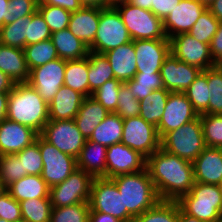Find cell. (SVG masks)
<instances>
[{"instance_id": "1", "label": "cell", "mask_w": 222, "mask_h": 222, "mask_svg": "<svg viewBox=\"0 0 222 222\" xmlns=\"http://www.w3.org/2000/svg\"><path fill=\"white\" fill-rule=\"evenodd\" d=\"M146 169L160 201H178L195 184L193 163L162 148L146 159Z\"/></svg>"}, {"instance_id": "2", "label": "cell", "mask_w": 222, "mask_h": 222, "mask_svg": "<svg viewBox=\"0 0 222 222\" xmlns=\"http://www.w3.org/2000/svg\"><path fill=\"white\" fill-rule=\"evenodd\" d=\"M6 118L40 134L49 121V105L28 82L15 83L8 96Z\"/></svg>"}, {"instance_id": "3", "label": "cell", "mask_w": 222, "mask_h": 222, "mask_svg": "<svg viewBox=\"0 0 222 222\" xmlns=\"http://www.w3.org/2000/svg\"><path fill=\"white\" fill-rule=\"evenodd\" d=\"M111 180L122 195L123 211H128L134 218L160 201L146 168L137 173L115 176Z\"/></svg>"}, {"instance_id": "4", "label": "cell", "mask_w": 222, "mask_h": 222, "mask_svg": "<svg viewBox=\"0 0 222 222\" xmlns=\"http://www.w3.org/2000/svg\"><path fill=\"white\" fill-rule=\"evenodd\" d=\"M177 202L185 214L203 222H214L222 214L220 185L195 182L190 192Z\"/></svg>"}, {"instance_id": "5", "label": "cell", "mask_w": 222, "mask_h": 222, "mask_svg": "<svg viewBox=\"0 0 222 222\" xmlns=\"http://www.w3.org/2000/svg\"><path fill=\"white\" fill-rule=\"evenodd\" d=\"M200 115L176 130L167 132L160 141V148L182 159L193 162L205 149Z\"/></svg>"}, {"instance_id": "6", "label": "cell", "mask_w": 222, "mask_h": 222, "mask_svg": "<svg viewBox=\"0 0 222 222\" xmlns=\"http://www.w3.org/2000/svg\"><path fill=\"white\" fill-rule=\"evenodd\" d=\"M131 41L132 38L118 10L115 7H107L100 12L95 39L88 48L91 52L104 54Z\"/></svg>"}, {"instance_id": "7", "label": "cell", "mask_w": 222, "mask_h": 222, "mask_svg": "<svg viewBox=\"0 0 222 222\" xmlns=\"http://www.w3.org/2000/svg\"><path fill=\"white\" fill-rule=\"evenodd\" d=\"M120 13L132 40L168 39L163 27V20L150 10H145L129 2L115 6Z\"/></svg>"}, {"instance_id": "8", "label": "cell", "mask_w": 222, "mask_h": 222, "mask_svg": "<svg viewBox=\"0 0 222 222\" xmlns=\"http://www.w3.org/2000/svg\"><path fill=\"white\" fill-rule=\"evenodd\" d=\"M93 180L92 175L76 169L63 182L50 188L52 208L89 203Z\"/></svg>"}, {"instance_id": "9", "label": "cell", "mask_w": 222, "mask_h": 222, "mask_svg": "<svg viewBox=\"0 0 222 222\" xmlns=\"http://www.w3.org/2000/svg\"><path fill=\"white\" fill-rule=\"evenodd\" d=\"M43 159L41 177L51 188L60 184L77 169V159L61 152L40 134L36 138Z\"/></svg>"}, {"instance_id": "10", "label": "cell", "mask_w": 222, "mask_h": 222, "mask_svg": "<svg viewBox=\"0 0 222 222\" xmlns=\"http://www.w3.org/2000/svg\"><path fill=\"white\" fill-rule=\"evenodd\" d=\"M93 211L103 212L122 222H133L134 217L123 211V200L116 184L108 178H94L89 200Z\"/></svg>"}, {"instance_id": "11", "label": "cell", "mask_w": 222, "mask_h": 222, "mask_svg": "<svg viewBox=\"0 0 222 222\" xmlns=\"http://www.w3.org/2000/svg\"><path fill=\"white\" fill-rule=\"evenodd\" d=\"M160 141L157 128L140 116L123 119L121 142L146 159L160 148Z\"/></svg>"}, {"instance_id": "12", "label": "cell", "mask_w": 222, "mask_h": 222, "mask_svg": "<svg viewBox=\"0 0 222 222\" xmlns=\"http://www.w3.org/2000/svg\"><path fill=\"white\" fill-rule=\"evenodd\" d=\"M40 135L58 150L76 159L87 140L79 131L74 119L49 120Z\"/></svg>"}, {"instance_id": "13", "label": "cell", "mask_w": 222, "mask_h": 222, "mask_svg": "<svg viewBox=\"0 0 222 222\" xmlns=\"http://www.w3.org/2000/svg\"><path fill=\"white\" fill-rule=\"evenodd\" d=\"M170 53L180 61L204 71L216 66L210 53V46L201 43L188 33L177 34L170 39Z\"/></svg>"}, {"instance_id": "14", "label": "cell", "mask_w": 222, "mask_h": 222, "mask_svg": "<svg viewBox=\"0 0 222 222\" xmlns=\"http://www.w3.org/2000/svg\"><path fill=\"white\" fill-rule=\"evenodd\" d=\"M66 61L54 59L42 66L30 70L28 83L48 104L64 85Z\"/></svg>"}, {"instance_id": "15", "label": "cell", "mask_w": 222, "mask_h": 222, "mask_svg": "<svg viewBox=\"0 0 222 222\" xmlns=\"http://www.w3.org/2000/svg\"><path fill=\"white\" fill-rule=\"evenodd\" d=\"M199 114L184 92H170L157 132L160 139L169 131L176 130L198 118Z\"/></svg>"}, {"instance_id": "16", "label": "cell", "mask_w": 222, "mask_h": 222, "mask_svg": "<svg viewBox=\"0 0 222 222\" xmlns=\"http://www.w3.org/2000/svg\"><path fill=\"white\" fill-rule=\"evenodd\" d=\"M146 168V158L122 142L110 145L106 152V178L137 173Z\"/></svg>"}, {"instance_id": "17", "label": "cell", "mask_w": 222, "mask_h": 222, "mask_svg": "<svg viewBox=\"0 0 222 222\" xmlns=\"http://www.w3.org/2000/svg\"><path fill=\"white\" fill-rule=\"evenodd\" d=\"M137 73H160L162 63L170 54L169 39L133 40Z\"/></svg>"}, {"instance_id": "18", "label": "cell", "mask_w": 222, "mask_h": 222, "mask_svg": "<svg viewBox=\"0 0 222 222\" xmlns=\"http://www.w3.org/2000/svg\"><path fill=\"white\" fill-rule=\"evenodd\" d=\"M201 71L170 53L160 69L163 87L169 92H185Z\"/></svg>"}, {"instance_id": "19", "label": "cell", "mask_w": 222, "mask_h": 222, "mask_svg": "<svg viewBox=\"0 0 222 222\" xmlns=\"http://www.w3.org/2000/svg\"><path fill=\"white\" fill-rule=\"evenodd\" d=\"M207 9L198 0H181L173 11L163 20V27L168 39L188 33L200 15Z\"/></svg>"}, {"instance_id": "20", "label": "cell", "mask_w": 222, "mask_h": 222, "mask_svg": "<svg viewBox=\"0 0 222 222\" xmlns=\"http://www.w3.org/2000/svg\"><path fill=\"white\" fill-rule=\"evenodd\" d=\"M39 133L29 126L5 119L0 121V155H14L32 145Z\"/></svg>"}, {"instance_id": "21", "label": "cell", "mask_w": 222, "mask_h": 222, "mask_svg": "<svg viewBox=\"0 0 222 222\" xmlns=\"http://www.w3.org/2000/svg\"><path fill=\"white\" fill-rule=\"evenodd\" d=\"M192 163L195 182L220 185L222 182V148L206 146Z\"/></svg>"}, {"instance_id": "22", "label": "cell", "mask_w": 222, "mask_h": 222, "mask_svg": "<svg viewBox=\"0 0 222 222\" xmlns=\"http://www.w3.org/2000/svg\"><path fill=\"white\" fill-rule=\"evenodd\" d=\"M102 9V7L98 6H83L81 9L71 13L68 29L87 47L95 39Z\"/></svg>"}, {"instance_id": "23", "label": "cell", "mask_w": 222, "mask_h": 222, "mask_svg": "<svg viewBox=\"0 0 222 222\" xmlns=\"http://www.w3.org/2000/svg\"><path fill=\"white\" fill-rule=\"evenodd\" d=\"M109 60L115 79L122 83L134 78L137 73V58L133 40L104 53Z\"/></svg>"}, {"instance_id": "24", "label": "cell", "mask_w": 222, "mask_h": 222, "mask_svg": "<svg viewBox=\"0 0 222 222\" xmlns=\"http://www.w3.org/2000/svg\"><path fill=\"white\" fill-rule=\"evenodd\" d=\"M85 96L68 86L62 85L49 105V120L74 119Z\"/></svg>"}, {"instance_id": "25", "label": "cell", "mask_w": 222, "mask_h": 222, "mask_svg": "<svg viewBox=\"0 0 222 222\" xmlns=\"http://www.w3.org/2000/svg\"><path fill=\"white\" fill-rule=\"evenodd\" d=\"M0 70L15 83L28 82L30 70L27 66L24 49L0 43Z\"/></svg>"}, {"instance_id": "26", "label": "cell", "mask_w": 222, "mask_h": 222, "mask_svg": "<svg viewBox=\"0 0 222 222\" xmlns=\"http://www.w3.org/2000/svg\"><path fill=\"white\" fill-rule=\"evenodd\" d=\"M106 152L107 147L87 139L77 158V169L94 178H106Z\"/></svg>"}, {"instance_id": "27", "label": "cell", "mask_w": 222, "mask_h": 222, "mask_svg": "<svg viewBox=\"0 0 222 222\" xmlns=\"http://www.w3.org/2000/svg\"><path fill=\"white\" fill-rule=\"evenodd\" d=\"M110 114L99 102L91 96L85 97L74 121L82 133L89 139L95 128Z\"/></svg>"}, {"instance_id": "28", "label": "cell", "mask_w": 222, "mask_h": 222, "mask_svg": "<svg viewBox=\"0 0 222 222\" xmlns=\"http://www.w3.org/2000/svg\"><path fill=\"white\" fill-rule=\"evenodd\" d=\"M51 40L58 57L65 61L80 60L86 58L89 53V48L68 28L53 32Z\"/></svg>"}, {"instance_id": "29", "label": "cell", "mask_w": 222, "mask_h": 222, "mask_svg": "<svg viewBox=\"0 0 222 222\" xmlns=\"http://www.w3.org/2000/svg\"><path fill=\"white\" fill-rule=\"evenodd\" d=\"M7 191L18 202L27 199L49 198L50 187L41 175H27L13 182Z\"/></svg>"}, {"instance_id": "30", "label": "cell", "mask_w": 222, "mask_h": 222, "mask_svg": "<svg viewBox=\"0 0 222 222\" xmlns=\"http://www.w3.org/2000/svg\"><path fill=\"white\" fill-rule=\"evenodd\" d=\"M123 134V118L115 112L110 113L93 131L90 141L105 147L120 143Z\"/></svg>"}, {"instance_id": "31", "label": "cell", "mask_w": 222, "mask_h": 222, "mask_svg": "<svg viewBox=\"0 0 222 222\" xmlns=\"http://www.w3.org/2000/svg\"><path fill=\"white\" fill-rule=\"evenodd\" d=\"M87 57L89 60V96H91L92 92L101 87L106 81L115 79V76L109 60L104 54L89 51Z\"/></svg>"}, {"instance_id": "32", "label": "cell", "mask_w": 222, "mask_h": 222, "mask_svg": "<svg viewBox=\"0 0 222 222\" xmlns=\"http://www.w3.org/2000/svg\"><path fill=\"white\" fill-rule=\"evenodd\" d=\"M88 57L66 61L64 85L89 97Z\"/></svg>"}, {"instance_id": "33", "label": "cell", "mask_w": 222, "mask_h": 222, "mask_svg": "<svg viewBox=\"0 0 222 222\" xmlns=\"http://www.w3.org/2000/svg\"><path fill=\"white\" fill-rule=\"evenodd\" d=\"M169 93L165 88H162L152 91L151 94L140 100L139 116L157 127L164 113Z\"/></svg>"}, {"instance_id": "34", "label": "cell", "mask_w": 222, "mask_h": 222, "mask_svg": "<svg viewBox=\"0 0 222 222\" xmlns=\"http://www.w3.org/2000/svg\"><path fill=\"white\" fill-rule=\"evenodd\" d=\"M32 21V14L26 15L0 28V43L11 47L24 49L28 37V24Z\"/></svg>"}, {"instance_id": "35", "label": "cell", "mask_w": 222, "mask_h": 222, "mask_svg": "<svg viewBox=\"0 0 222 222\" xmlns=\"http://www.w3.org/2000/svg\"><path fill=\"white\" fill-rule=\"evenodd\" d=\"M207 83V69L201 71L196 79L184 92L194 109L200 114H209V88Z\"/></svg>"}, {"instance_id": "36", "label": "cell", "mask_w": 222, "mask_h": 222, "mask_svg": "<svg viewBox=\"0 0 222 222\" xmlns=\"http://www.w3.org/2000/svg\"><path fill=\"white\" fill-rule=\"evenodd\" d=\"M19 204L22 222H50L52 211L50 198L27 199Z\"/></svg>"}, {"instance_id": "37", "label": "cell", "mask_w": 222, "mask_h": 222, "mask_svg": "<svg viewBox=\"0 0 222 222\" xmlns=\"http://www.w3.org/2000/svg\"><path fill=\"white\" fill-rule=\"evenodd\" d=\"M178 219L177 201H159L153 208L134 218L133 222H178Z\"/></svg>"}, {"instance_id": "38", "label": "cell", "mask_w": 222, "mask_h": 222, "mask_svg": "<svg viewBox=\"0 0 222 222\" xmlns=\"http://www.w3.org/2000/svg\"><path fill=\"white\" fill-rule=\"evenodd\" d=\"M24 53L29 70L59 58L51 39L25 46Z\"/></svg>"}, {"instance_id": "39", "label": "cell", "mask_w": 222, "mask_h": 222, "mask_svg": "<svg viewBox=\"0 0 222 222\" xmlns=\"http://www.w3.org/2000/svg\"><path fill=\"white\" fill-rule=\"evenodd\" d=\"M125 84L139 101L151 94L152 91L164 88L160 73H136L134 78Z\"/></svg>"}, {"instance_id": "40", "label": "cell", "mask_w": 222, "mask_h": 222, "mask_svg": "<svg viewBox=\"0 0 222 222\" xmlns=\"http://www.w3.org/2000/svg\"><path fill=\"white\" fill-rule=\"evenodd\" d=\"M209 88V114H222V68L219 65L207 69Z\"/></svg>"}, {"instance_id": "41", "label": "cell", "mask_w": 222, "mask_h": 222, "mask_svg": "<svg viewBox=\"0 0 222 222\" xmlns=\"http://www.w3.org/2000/svg\"><path fill=\"white\" fill-rule=\"evenodd\" d=\"M219 21L213 16L207 8L192 26L188 34L201 43L210 44L211 39L216 34Z\"/></svg>"}, {"instance_id": "42", "label": "cell", "mask_w": 222, "mask_h": 222, "mask_svg": "<svg viewBox=\"0 0 222 222\" xmlns=\"http://www.w3.org/2000/svg\"><path fill=\"white\" fill-rule=\"evenodd\" d=\"M205 145L222 148V114H200Z\"/></svg>"}, {"instance_id": "43", "label": "cell", "mask_w": 222, "mask_h": 222, "mask_svg": "<svg viewBox=\"0 0 222 222\" xmlns=\"http://www.w3.org/2000/svg\"><path fill=\"white\" fill-rule=\"evenodd\" d=\"M89 203L52 208L50 222H89Z\"/></svg>"}, {"instance_id": "44", "label": "cell", "mask_w": 222, "mask_h": 222, "mask_svg": "<svg viewBox=\"0 0 222 222\" xmlns=\"http://www.w3.org/2000/svg\"><path fill=\"white\" fill-rule=\"evenodd\" d=\"M121 85L122 82L117 79L106 81L101 87L92 92L91 97L110 113L116 112Z\"/></svg>"}, {"instance_id": "45", "label": "cell", "mask_w": 222, "mask_h": 222, "mask_svg": "<svg viewBox=\"0 0 222 222\" xmlns=\"http://www.w3.org/2000/svg\"><path fill=\"white\" fill-rule=\"evenodd\" d=\"M38 11L52 33L68 28L71 12L66 9L53 5L38 4Z\"/></svg>"}, {"instance_id": "46", "label": "cell", "mask_w": 222, "mask_h": 222, "mask_svg": "<svg viewBox=\"0 0 222 222\" xmlns=\"http://www.w3.org/2000/svg\"><path fill=\"white\" fill-rule=\"evenodd\" d=\"M14 155L21 161L23 172H27L28 175H41L43 170V159L39 144L36 141Z\"/></svg>"}, {"instance_id": "47", "label": "cell", "mask_w": 222, "mask_h": 222, "mask_svg": "<svg viewBox=\"0 0 222 222\" xmlns=\"http://www.w3.org/2000/svg\"><path fill=\"white\" fill-rule=\"evenodd\" d=\"M27 175V172H23L21 161L15 155H0V179L6 187Z\"/></svg>"}, {"instance_id": "48", "label": "cell", "mask_w": 222, "mask_h": 222, "mask_svg": "<svg viewBox=\"0 0 222 222\" xmlns=\"http://www.w3.org/2000/svg\"><path fill=\"white\" fill-rule=\"evenodd\" d=\"M115 113L123 119L136 117L140 114L139 100L133 96L130 88L125 83H122L120 87L117 110Z\"/></svg>"}, {"instance_id": "49", "label": "cell", "mask_w": 222, "mask_h": 222, "mask_svg": "<svg viewBox=\"0 0 222 222\" xmlns=\"http://www.w3.org/2000/svg\"><path fill=\"white\" fill-rule=\"evenodd\" d=\"M51 34L52 32L45 22V19L37 10L32 14V21L28 24V37H26V46L51 39Z\"/></svg>"}, {"instance_id": "50", "label": "cell", "mask_w": 222, "mask_h": 222, "mask_svg": "<svg viewBox=\"0 0 222 222\" xmlns=\"http://www.w3.org/2000/svg\"><path fill=\"white\" fill-rule=\"evenodd\" d=\"M0 218L9 222H22L20 204L8 191L0 196Z\"/></svg>"}, {"instance_id": "51", "label": "cell", "mask_w": 222, "mask_h": 222, "mask_svg": "<svg viewBox=\"0 0 222 222\" xmlns=\"http://www.w3.org/2000/svg\"><path fill=\"white\" fill-rule=\"evenodd\" d=\"M40 0H10L8 6V24L19 18L31 15L38 10Z\"/></svg>"}, {"instance_id": "52", "label": "cell", "mask_w": 222, "mask_h": 222, "mask_svg": "<svg viewBox=\"0 0 222 222\" xmlns=\"http://www.w3.org/2000/svg\"><path fill=\"white\" fill-rule=\"evenodd\" d=\"M181 0H152V9L150 10L155 16L164 20Z\"/></svg>"}, {"instance_id": "53", "label": "cell", "mask_w": 222, "mask_h": 222, "mask_svg": "<svg viewBox=\"0 0 222 222\" xmlns=\"http://www.w3.org/2000/svg\"><path fill=\"white\" fill-rule=\"evenodd\" d=\"M210 53L216 65L222 62V22L219 23L216 34L209 44Z\"/></svg>"}, {"instance_id": "54", "label": "cell", "mask_w": 222, "mask_h": 222, "mask_svg": "<svg viewBox=\"0 0 222 222\" xmlns=\"http://www.w3.org/2000/svg\"><path fill=\"white\" fill-rule=\"evenodd\" d=\"M38 4L58 6L66 9L71 13L83 7V4L80 2V0H40Z\"/></svg>"}, {"instance_id": "55", "label": "cell", "mask_w": 222, "mask_h": 222, "mask_svg": "<svg viewBox=\"0 0 222 222\" xmlns=\"http://www.w3.org/2000/svg\"><path fill=\"white\" fill-rule=\"evenodd\" d=\"M89 222H122L116 217L103 212L93 211L90 208L89 211Z\"/></svg>"}, {"instance_id": "56", "label": "cell", "mask_w": 222, "mask_h": 222, "mask_svg": "<svg viewBox=\"0 0 222 222\" xmlns=\"http://www.w3.org/2000/svg\"><path fill=\"white\" fill-rule=\"evenodd\" d=\"M14 85L15 82L0 70V92L10 93Z\"/></svg>"}, {"instance_id": "57", "label": "cell", "mask_w": 222, "mask_h": 222, "mask_svg": "<svg viewBox=\"0 0 222 222\" xmlns=\"http://www.w3.org/2000/svg\"><path fill=\"white\" fill-rule=\"evenodd\" d=\"M10 0H0V28L8 24V6Z\"/></svg>"}, {"instance_id": "58", "label": "cell", "mask_w": 222, "mask_h": 222, "mask_svg": "<svg viewBox=\"0 0 222 222\" xmlns=\"http://www.w3.org/2000/svg\"><path fill=\"white\" fill-rule=\"evenodd\" d=\"M208 9L219 22H222V0H214Z\"/></svg>"}, {"instance_id": "59", "label": "cell", "mask_w": 222, "mask_h": 222, "mask_svg": "<svg viewBox=\"0 0 222 222\" xmlns=\"http://www.w3.org/2000/svg\"><path fill=\"white\" fill-rule=\"evenodd\" d=\"M8 96L9 93L0 92V121L7 117Z\"/></svg>"}, {"instance_id": "60", "label": "cell", "mask_w": 222, "mask_h": 222, "mask_svg": "<svg viewBox=\"0 0 222 222\" xmlns=\"http://www.w3.org/2000/svg\"><path fill=\"white\" fill-rule=\"evenodd\" d=\"M83 6H98L102 8L108 7V0H80Z\"/></svg>"}, {"instance_id": "61", "label": "cell", "mask_w": 222, "mask_h": 222, "mask_svg": "<svg viewBox=\"0 0 222 222\" xmlns=\"http://www.w3.org/2000/svg\"><path fill=\"white\" fill-rule=\"evenodd\" d=\"M129 3L145 10L152 9V0H130Z\"/></svg>"}, {"instance_id": "62", "label": "cell", "mask_w": 222, "mask_h": 222, "mask_svg": "<svg viewBox=\"0 0 222 222\" xmlns=\"http://www.w3.org/2000/svg\"><path fill=\"white\" fill-rule=\"evenodd\" d=\"M178 222H203L201 220H198L197 218L191 217L187 214H185L179 206V219Z\"/></svg>"}, {"instance_id": "63", "label": "cell", "mask_w": 222, "mask_h": 222, "mask_svg": "<svg viewBox=\"0 0 222 222\" xmlns=\"http://www.w3.org/2000/svg\"><path fill=\"white\" fill-rule=\"evenodd\" d=\"M130 0H108V7H115L118 4L129 2Z\"/></svg>"}, {"instance_id": "64", "label": "cell", "mask_w": 222, "mask_h": 222, "mask_svg": "<svg viewBox=\"0 0 222 222\" xmlns=\"http://www.w3.org/2000/svg\"><path fill=\"white\" fill-rule=\"evenodd\" d=\"M7 191V187L5 186V184L2 182V180L0 179V196L5 193Z\"/></svg>"}, {"instance_id": "65", "label": "cell", "mask_w": 222, "mask_h": 222, "mask_svg": "<svg viewBox=\"0 0 222 222\" xmlns=\"http://www.w3.org/2000/svg\"><path fill=\"white\" fill-rule=\"evenodd\" d=\"M198 1L208 8L214 0H198Z\"/></svg>"}, {"instance_id": "66", "label": "cell", "mask_w": 222, "mask_h": 222, "mask_svg": "<svg viewBox=\"0 0 222 222\" xmlns=\"http://www.w3.org/2000/svg\"><path fill=\"white\" fill-rule=\"evenodd\" d=\"M214 222H222V214H221V216H220L218 219H216Z\"/></svg>"}, {"instance_id": "67", "label": "cell", "mask_w": 222, "mask_h": 222, "mask_svg": "<svg viewBox=\"0 0 222 222\" xmlns=\"http://www.w3.org/2000/svg\"><path fill=\"white\" fill-rule=\"evenodd\" d=\"M0 222H9V221L0 218Z\"/></svg>"}]
</instances>
